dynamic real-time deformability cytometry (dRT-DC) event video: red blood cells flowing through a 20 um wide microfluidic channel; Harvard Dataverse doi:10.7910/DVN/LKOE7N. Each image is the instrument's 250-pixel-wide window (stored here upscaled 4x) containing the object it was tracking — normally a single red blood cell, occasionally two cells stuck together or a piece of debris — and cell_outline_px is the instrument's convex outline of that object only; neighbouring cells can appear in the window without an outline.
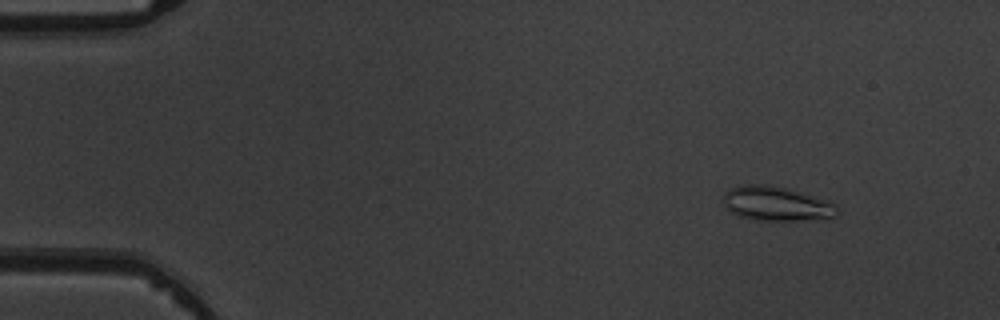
{"species": "common noctule bat (a hibernating species)", "species_latin": "Nyctalus noctula", "temperature_condition": "warm", "stored_images_in_passage": 4, "camera_frame_rate_fps": 3000, "um_per_image_px": 0.085, "animal": {"sex": "male", "body_mass_g": 19.5, "forearm_length_mm": 54.6}, "frame": {"image": 1, "passage_image": 2, "time_ms": 1.333, "image_size_px": [1000, 320], "cell_outline_px": [[840, 212], [836, 216], [800, 220], [756, 220], [740, 216], [732, 212], [720, 200], [724, 192], [732, 188], [744, 184], [764, 184], [788, 188], [828, 200], [836, 204]], "centroid_in_image_um": [65.99, 17.3], "position_along_channel_um": 19.0, "area_um2": 22.89}}
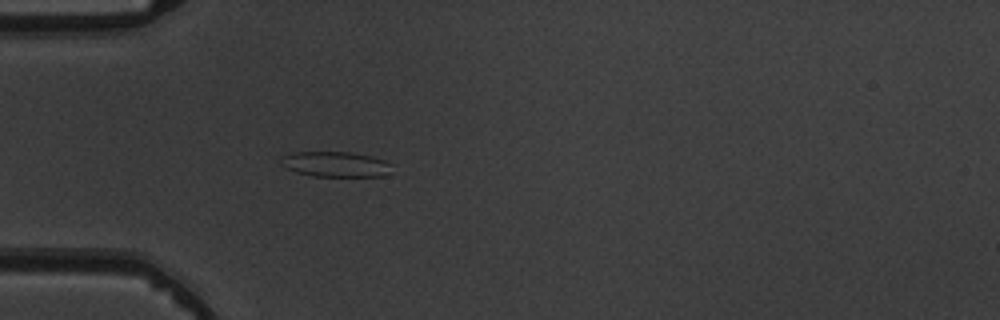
{"frame": {"image": 2, "passage_image": 4, "time_ms": 4.667, "image_size_px": [1000, 320], "cell_outline_px": [[392, 164], [384, 176], [312, 176], [296, 172], [280, 164], [280, 156], [292, 152], [352, 152], [372, 156], [384, 160]], "centroid_in_image_um": [28.47, 13.95], "position_along_channel_um": 56.5, "area_um2": 16.36}}